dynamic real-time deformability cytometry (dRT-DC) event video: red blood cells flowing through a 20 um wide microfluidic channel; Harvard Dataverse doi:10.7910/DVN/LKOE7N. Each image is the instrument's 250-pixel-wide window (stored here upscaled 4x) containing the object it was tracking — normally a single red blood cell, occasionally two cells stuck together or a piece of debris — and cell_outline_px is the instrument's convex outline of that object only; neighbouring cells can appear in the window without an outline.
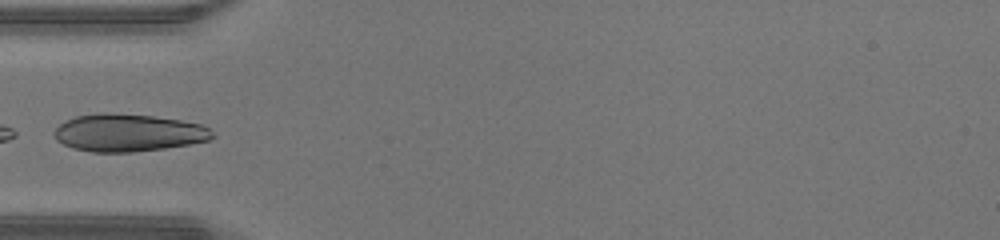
{"species": "human", "species_latin": "Homo sapiens", "temperature_condition": "warm", "stored_images_in_passage": 5, "camera_frame_rate_fps": 3000, "um_per_image_px": 0.085, "donor": {"sex": "male"}, "frame": {"image": 1, "passage_image": 1, "time_ms": 0.0, "image_size_px": [1000, 240], "cell_outline_px": [[216, 136], [208, 140], [188, 144], [164, 148], [132, 152], [92, 152], [72, 148], [56, 140], [52, 132], [60, 124], [76, 116], [104, 112], [152, 116], [180, 120], [200, 124], [208, 128]], "centroid_in_image_um": [10.87, 11.28], "position_along_channel_um": 74.1, "area_um2": 34.39}}
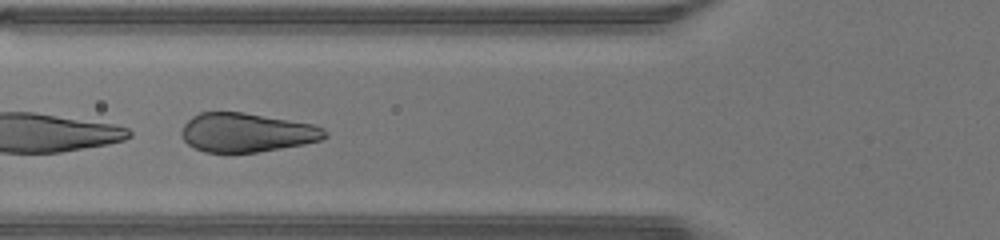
{"frame": {"image": 2, "passage_image": 3, "time_ms": 0.667, "image_size_px": [1000, 240], "cell_outline_px": [[328, 136], [320, 140], [304, 144], [256, 152], [204, 152], [188, 144], [184, 140], [180, 132], [184, 124], [192, 116], [200, 112], [244, 112], [312, 124], [324, 128], [328, 132]], "centroid_in_image_um": [20.96, 11.26], "position_along_channel_um": 104.8, "area_um2": 32.48}}